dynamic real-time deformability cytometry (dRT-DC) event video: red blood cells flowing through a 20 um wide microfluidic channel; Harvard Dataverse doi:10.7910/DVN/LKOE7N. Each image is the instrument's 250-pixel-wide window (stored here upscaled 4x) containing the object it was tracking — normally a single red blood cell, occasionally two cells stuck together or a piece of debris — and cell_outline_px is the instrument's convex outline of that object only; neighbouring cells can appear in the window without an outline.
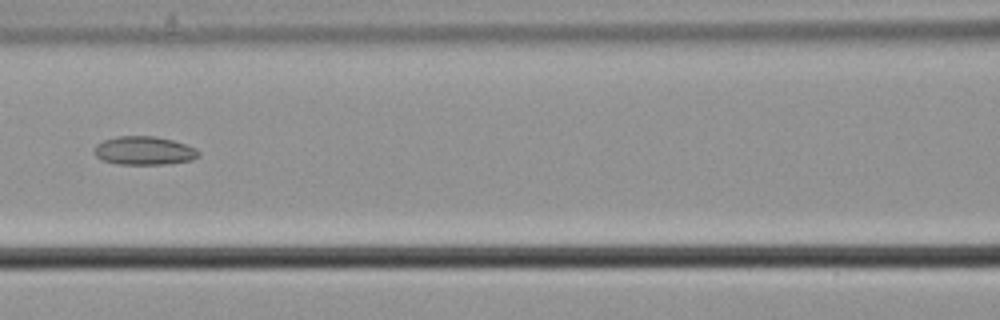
{"species": "common noctule bat (a hibernating species)", "species_latin": "Nyctalus noctula", "temperature_condition": "cold", "stored_images_in_passage": 5, "camera_frame_rate_fps": 3000, "um_per_image_px": 0.085, "animal": {"sex": "male", "body_mass_g": 21.5, "forearm_length_mm": 52.0}, "frame": {"image": 1, "passage_image": 5, "time_ms": 1.333, "image_size_px": [1000, 320], "cell_outline_px": [[200, 156], [192, 160], [164, 164], [116, 164], [100, 160], [96, 156], [96, 144], [104, 140], [116, 136], [156, 136], [172, 140], [196, 148], [200, 152]], "centroid_in_image_um": [12.26, 12.81], "position_along_channel_um": 154.3, "area_um2": 17.34}}